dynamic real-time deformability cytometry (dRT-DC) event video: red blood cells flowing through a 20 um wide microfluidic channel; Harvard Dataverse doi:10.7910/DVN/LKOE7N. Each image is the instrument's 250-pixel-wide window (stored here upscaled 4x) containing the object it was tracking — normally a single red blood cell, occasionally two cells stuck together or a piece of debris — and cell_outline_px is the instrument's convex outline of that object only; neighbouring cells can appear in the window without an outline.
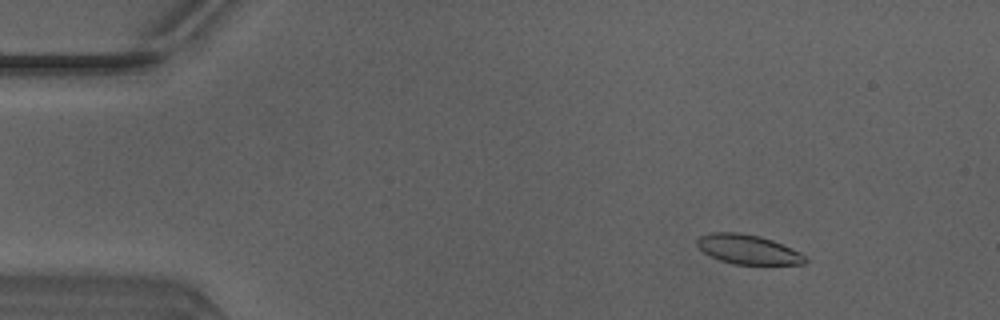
{"species": "Egyptian fruit bat (a non-hibernating species)", "species_latin": "Rousettus aegyptiacus", "temperature_condition": "warm", "stored_images_in_passage": 44, "camera_frame_rate_fps": 3000, "um_per_image_px": 0.085, "animal": {"sex": "male"}, "frame": {"image": 1, "passage_image": 1, "time_ms": 0.0, "image_size_px": [1000, 320], "cell_outline_px": [[808, 260], [804, 264], [732, 264], [720, 260], [704, 252], [696, 244], [696, 240], [700, 236], [708, 232], [740, 232], [760, 236], [772, 240], [800, 252]], "centroid_in_image_um": [63.56, 21.19], "position_along_channel_um": 21.4, "area_um2": 18.5}}
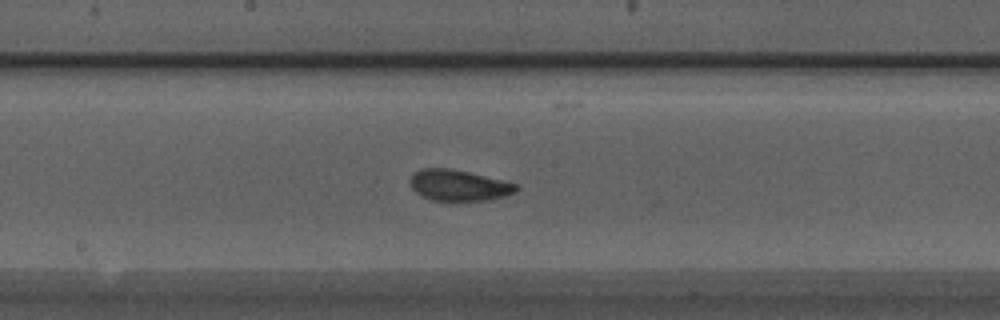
{"frame": {"image": 2, "passage_image": 21, "time_ms": 6.667, "image_size_px": [1000, 320], "cell_outline_px": [[520, 188], [516, 192], [504, 196], [484, 200], [432, 200], [420, 196], [412, 188], [408, 180], [420, 168], [452, 168], [520, 184]], "centroid_in_image_um": [39.0, 15.74], "position_along_channel_um": 209.2, "area_um2": 19.25}}
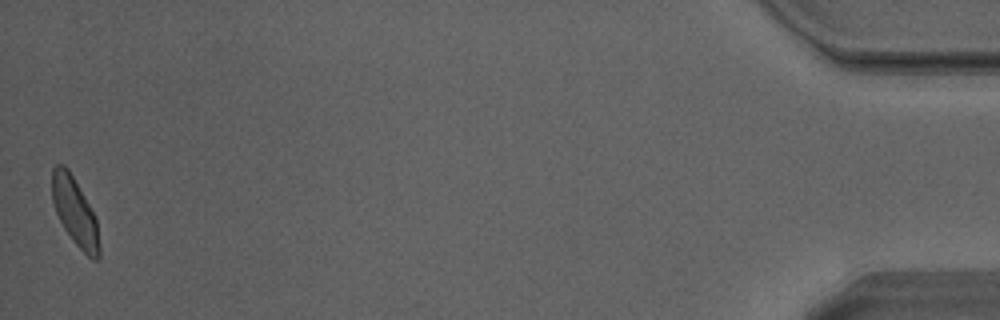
{"frame": {"image": 3, "passage_image": 44, "time_ms": 14.333, "image_size_px": [1000, 320], "cell_outline_px": [[100, 256], [96, 260], [92, 260], [76, 244], [64, 228], [56, 212], [52, 200], [52, 168], [56, 164], [64, 164], [68, 168], [96, 216], [100, 248]], "centroid_in_image_um": [6.37, 17.98], "position_along_channel_um": 428.8, "area_um2": 18.61}, "authors_computed_cell_mechanics": {"area_um2": 18.8428, "velocity_mm_per_s": 4.1429, "shape_relaxation_time_tau1_ms": 3.5935, "shape_relaxation_time_tau2_ms": 1.3584, "deformation_change_tau1": 0.1167, "deformation_change_tau2": 0.0755}}